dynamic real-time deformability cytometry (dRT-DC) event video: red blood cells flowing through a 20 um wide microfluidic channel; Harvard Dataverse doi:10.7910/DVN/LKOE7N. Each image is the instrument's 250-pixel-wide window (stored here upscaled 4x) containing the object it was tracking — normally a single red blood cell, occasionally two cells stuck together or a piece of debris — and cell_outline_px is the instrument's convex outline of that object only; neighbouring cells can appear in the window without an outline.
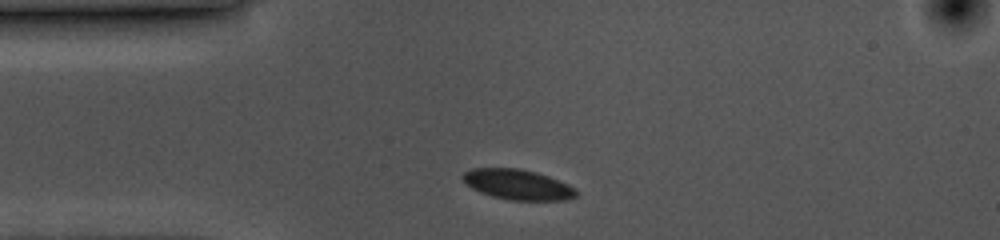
{"species": "common noctule bat (a hibernating species)", "species_latin": "Nyctalus noctula", "temperature_condition": "cold", "stored_images_in_passage": 32, "camera_frame_rate_fps": 3000, "um_per_image_px": 0.085, "animal": {"sex": "female", "body_mass_g": 10.0, "forearm_length_mm": 53.1}, "frame": {"image": 1, "passage_image": 1, "time_ms": 0.0, "image_size_px": [1000, 240], "cell_outline_px": [[580, 192], [576, 196], [568, 200], [508, 200], [492, 196], [480, 192], [472, 188], [460, 176], [464, 172], [472, 168], [520, 168], [536, 172], [548, 176], [568, 184], [576, 188]], "centroid_in_image_um": [44.03, 15.68], "position_along_channel_um": 41.0, "area_um2": 20.11}}
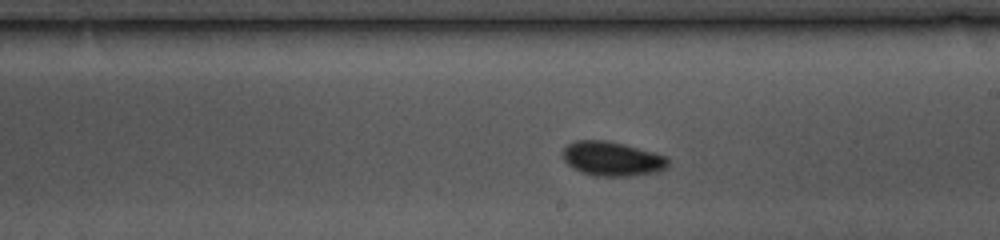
{"frame": {"image": 2, "passage_image": 19, "time_ms": 6.0, "image_size_px": [1000, 240], "cell_outline_px": [[668, 168], [656, 172], [632, 176], [596, 176], [580, 172], [568, 164], [560, 156], [560, 152], [568, 144], [576, 140], [608, 140], [624, 144], [668, 156]], "centroid_in_image_um": [52.02, 13.49], "position_along_channel_um": 237.0, "area_um2": 21.39}}
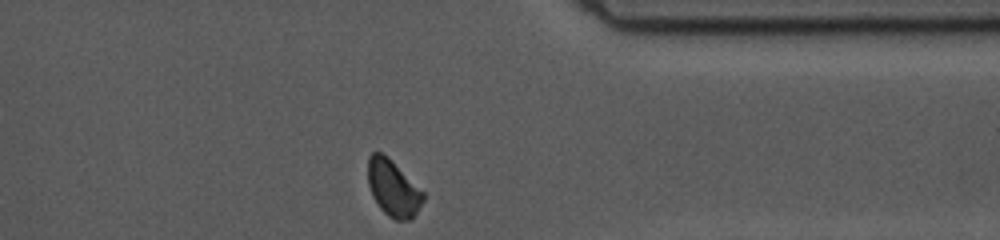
{"frame": {"image": 3, "passage_image": 32, "time_ms": 10.333, "image_size_px": [1000, 240], "cell_outline_px": [[424, 200], [416, 212], [408, 220], [396, 220], [388, 216], [380, 208], [372, 196], [368, 184], [368, 156], [372, 152], [380, 152], [388, 156], [424, 192]], "centroid_in_image_um": [33.4, 15.97], "position_along_channel_um": 378.0, "area_um2": 18.09}, "authors_computed_cell_mechanics": {"area_um2": 20.0566, "velocity_mm_per_s": 3.5254, "shape_relaxation_time_tau1_ms": 9.3549, "shape_relaxation_time_tau2_ms": null, "deformation_change_tau1": 0.156, "deformation_change_tau2": null}}